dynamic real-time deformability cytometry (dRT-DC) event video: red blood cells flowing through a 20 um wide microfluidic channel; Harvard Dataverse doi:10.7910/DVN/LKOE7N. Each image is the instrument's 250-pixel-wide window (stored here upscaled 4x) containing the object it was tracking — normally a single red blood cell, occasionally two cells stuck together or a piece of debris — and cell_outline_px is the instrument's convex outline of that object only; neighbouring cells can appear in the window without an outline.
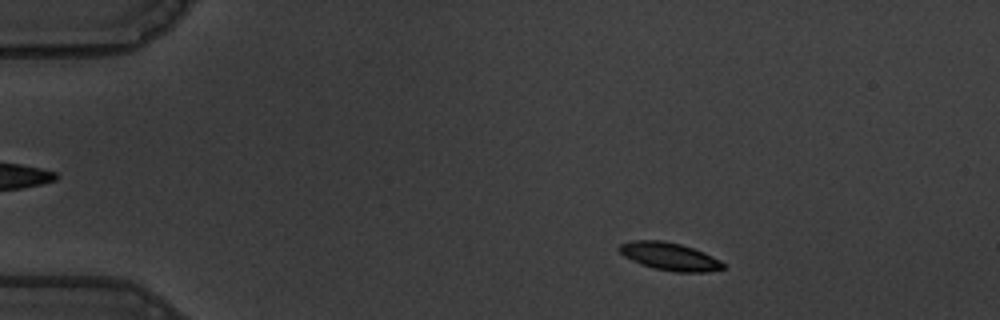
{"species": "common noctule bat (a hibernating species)", "species_latin": "Nyctalus noctula", "temperature_condition": "warm", "stored_images_in_passage": 55, "camera_frame_rate_fps": 3000, "um_per_image_px": 0.085, "animal": {"sex": "male", "body_mass_g": 19.5, "forearm_length_mm": 54.6}, "frame": {"image": 1, "passage_image": 8, "time_ms": 2.333, "image_size_px": [1000, 320], "cell_outline_px": [[724, 268], [708, 272], [676, 272], [656, 268], [640, 264], [624, 256], [616, 248], [620, 244], [632, 240], [664, 240], [680, 244], [704, 252], [720, 260], [724, 264]], "centroid_in_image_um": [56.9, 21.79], "position_along_channel_um": 28.1, "area_um2": 16.76}}
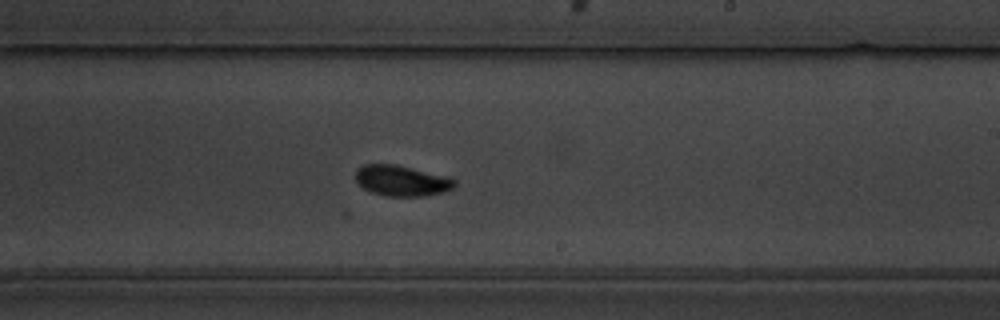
{"frame": {"image": 2, "passage_image": 33, "time_ms": 10.667, "image_size_px": [1000, 320], "cell_outline_px": [[456, 184], [452, 188], [444, 192], [424, 196], [388, 196], [372, 192], [364, 188], [356, 180], [356, 168], [364, 164], [396, 164], [448, 176], [456, 180]], "centroid_in_image_um": [34.16, 15.35], "position_along_channel_um": 254.8, "area_um2": 17.74}}
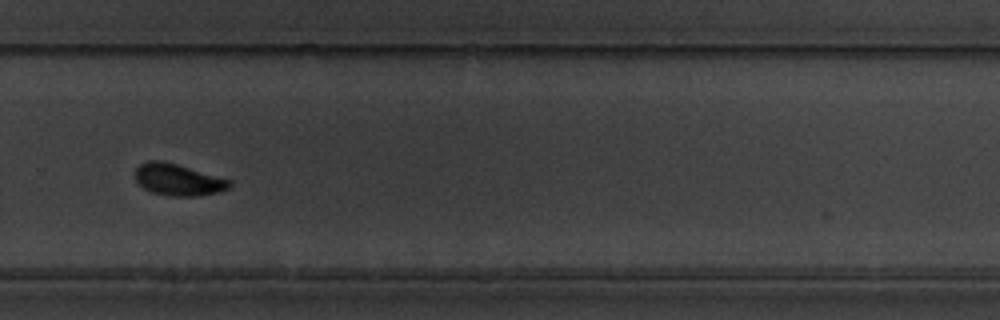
{"frame": {"image": 3, "passage_image": 38, "time_ms": 12.333, "image_size_px": [1000, 320], "cell_outline_px": [[232, 184], [228, 188], [220, 192], [196, 196], [172, 196], [152, 192], [144, 188], [136, 180], [136, 168], [140, 164], [148, 160], [160, 160], [176, 164], [232, 180]], "centroid_in_image_um": [15.16, 15.27], "position_along_channel_um": 314.6, "area_um2": 17.28}, "authors_computed_cell_mechanics": {"area_um2": 17.2244, "velocity_mm_per_s": 3.5925, "shape_relaxation_time_tau1_ms": 3.84, "shape_relaxation_time_tau2_ms": 3.8657, "deformation_change_tau1": 0.1496, "deformation_change_tau2": 0.0826}}